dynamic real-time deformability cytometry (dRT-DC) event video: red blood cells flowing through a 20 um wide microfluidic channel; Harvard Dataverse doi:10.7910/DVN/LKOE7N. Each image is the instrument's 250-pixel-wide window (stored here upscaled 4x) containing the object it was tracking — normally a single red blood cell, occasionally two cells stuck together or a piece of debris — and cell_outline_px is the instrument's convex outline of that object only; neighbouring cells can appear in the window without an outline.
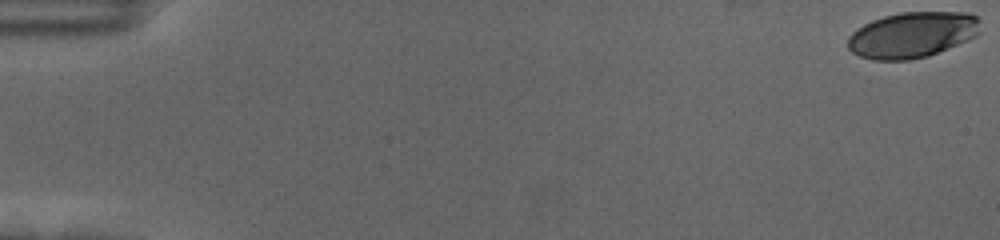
{"species": "human", "species_latin": "Homo sapiens", "temperature_condition": "cold", "stored_images_in_passage": 58, "camera_frame_rate_fps": 3000, "um_per_image_px": 0.085, "donor": {"sex": "female"}, "frame": {"image": 1, "passage_image": 1, "time_ms": 0.0, "image_size_px": [1000, 240], "cell_outline_px": [[980, 32], [976, 36], [968, 40], [928, 56], [908, 60], [872, 60], [860, 56], [852, 52], [848, 48], [848, 36], [856, 28], [872, 20], [884, 16], [900, 12], [968, 12], [976, 16], [980, 20]], "centroid_in_image_um": [77.55, 2.95], "position_along_channel_um": 7.5, "area_um2": 35.6}}
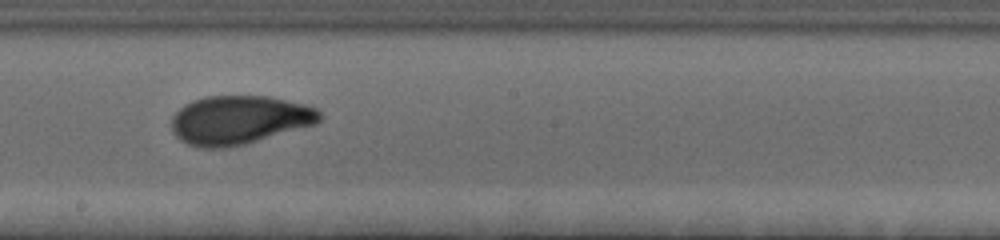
{"frame": {"image": 2, "passage_image": 34, "time_ms": 11.0, "image_size_px": [1000, 240], "cell_outline_px": [[324, 116], [316, 124], [244, 144], [228, 148], [196, 148], [180, 140], [172, 132], [172, 116], [184, 104], [192, 100], [208, 96], [268, 96], [304, 104], [316, 108]], "centroid_in_image_um": [20.32, 10.2], "position_along_channel_um": 227.9, "area_um2": 42.19}}
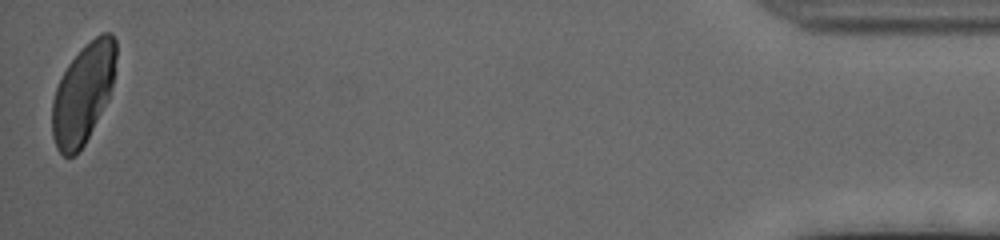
{"frame": {"image": 3, "passage_image": 58, "time_ms": 19.0, "image_size_px": [1000, 240], "cell_outline_px": [[116, 56], [112, 84], [108, 100], [84, 144], [72, 156], [64, 156], [56, 148], [52, 136], [52, 100], [56, 88], [68, 64], [100, 32], [112, 32], [116, 40]], "centroid_in_image_um": [7.06, 7.95], "position_along_channel_um": 428.1, "area_um2": 36.53}, "authors_computed_cell_mechanics": {"area_um2": 39.6219, "velocity_mm_per_s": 3.5509, "shape_relaxation_time_tau1_ms": 4.2869, "shape_relaxation_time_tau2_ms": 0.946, "deformation_change_tau1": 0.1691, "deformation_change_tau2": 0.0612}}